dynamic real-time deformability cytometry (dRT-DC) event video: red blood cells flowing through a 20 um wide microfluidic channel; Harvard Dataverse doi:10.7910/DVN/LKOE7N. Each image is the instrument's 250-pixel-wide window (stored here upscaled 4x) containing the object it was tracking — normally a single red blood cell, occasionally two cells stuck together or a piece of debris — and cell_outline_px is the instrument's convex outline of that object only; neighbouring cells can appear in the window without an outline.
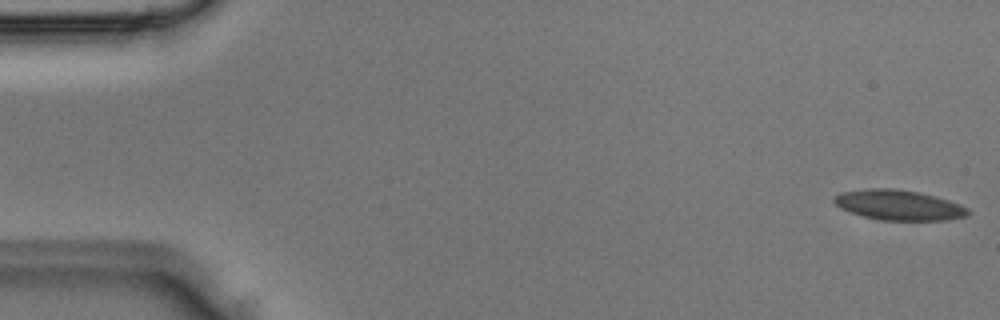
{"species": "Egyptian fruit bat (a non-hibernating species)", "species_latin": "Rousettus aegyptiacus", "temperature_condition": "room temperature", "stored_images_in_passage": 4, "camera_frame_rate_fps": 3000, "um_per_image_px": 0.085, "animal": {"sex": "male"}, "frame": {"image": 1, "passage_image": 1, "time_ms": 0.0, "image_size_px": [1000, 320], "cell_outline_px": [[972, 212], [968, 216], [948, 220], [880, 220], [864, 216], [840, 208], [832, 200], [840, 192], [864, 188], [896, 188], [920, 192], [936, 196], [960, 204], [968, 208]], "centroid_in_image_um": [76.43, 17.42], "position_along_channel_um": 8.6, "area_um2": 23.76}}
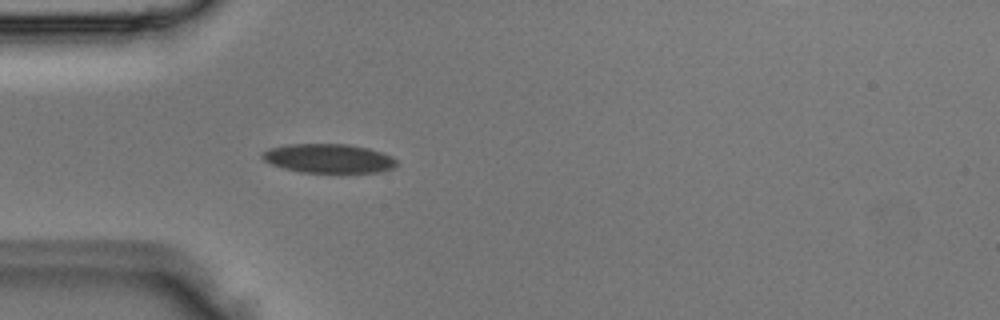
{"frame": {"image": 2, "passage_image": 4, "time_ms": 1.0, "image_size_px": [1000, 320], "cell_outline_px": [[396, 164], [392, 168], [380, 172], [300, 172], [284, 168], [272, 164], [264, 160], [260, 156], [268, 148], [288, 144], [348, 144], [368, 148], [392, 156], [396, 160]], "centroid_in_image_um": [27.91, 13.46], "position_along_channel_um": 57.1, "area_um2": 22.6}}